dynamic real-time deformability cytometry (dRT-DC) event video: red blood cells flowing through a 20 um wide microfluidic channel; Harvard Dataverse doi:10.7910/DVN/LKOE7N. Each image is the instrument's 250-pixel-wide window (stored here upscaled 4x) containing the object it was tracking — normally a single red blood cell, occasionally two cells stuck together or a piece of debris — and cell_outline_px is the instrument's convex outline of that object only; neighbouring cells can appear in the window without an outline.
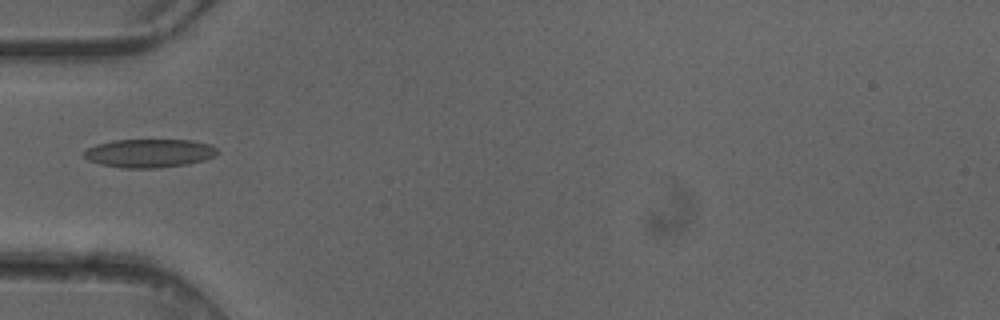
{"species": "common noctule bat (a hibernating species)", "species_latin": "Nyctalus noctula", "temperature_condition": "cold", "stored_images_in_passage": 5, "camera_frame_rate_fps": 3000, "um_per_image_px": 0.085, "animal": {"sex": "female"}, "frame": {"image": 1, "passage_image": 4, "time_ms": 1.0, "image_size_px": [1000, 320], "cell_outline_px": [[220, 152], [216, 156], [204, 160], [188, 164], [160, 168], [120, 168], [100, 164], [88, 160], [84, 156], [84, 152], [88, 148], [96, 144], [112, 140], [192, 140], [212, 144]], "centroid_in_image_um": [12.73, 13.02], "position_along_channel_um": 72.3, "area_um2": 22.43}}
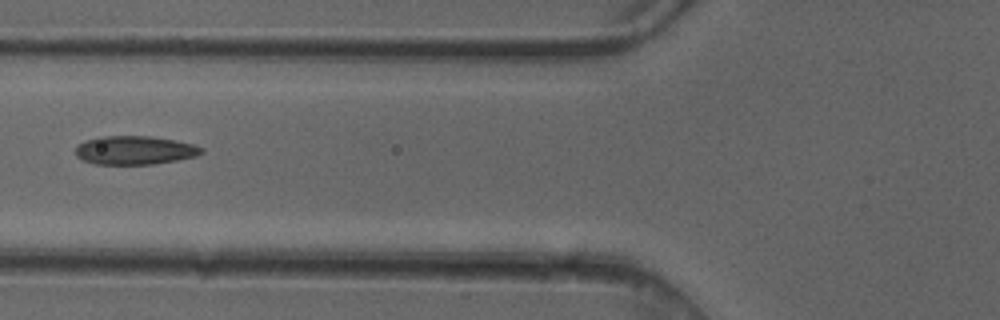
{"frame": {"image": 2, "passage_image": 5, "time_ms": 1.333, "image_size_px": [1000, 320], "cell_outline_px": [[204, 152], [196, 156], [176, 160], [152, 164], [96, 164], [84, 160], [76, 156], [76, 148], [80, 144], [88, 140], [100, 136], [152, 136], [176, 140], [192, 144], [204, 148]], "centroid_in_image_um": [11.49, 12.76], "position_along_channel_um": 114.3, "area_um2": 20.87}}